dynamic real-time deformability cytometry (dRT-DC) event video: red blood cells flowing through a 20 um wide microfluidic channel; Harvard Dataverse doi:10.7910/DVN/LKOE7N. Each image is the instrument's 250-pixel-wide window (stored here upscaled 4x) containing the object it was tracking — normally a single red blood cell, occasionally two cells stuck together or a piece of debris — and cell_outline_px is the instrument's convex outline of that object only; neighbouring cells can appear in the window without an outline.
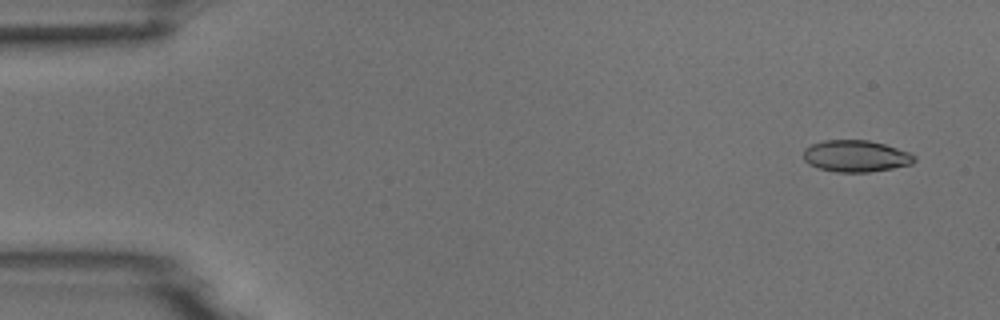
{"species": "common noctule bat (a hibernating species)", "species_latin": "Nyctalus noctula", "temperature_condition": "room temperature", "stored_images_in_passage": 4, "camera_frame_rate_fps": 3000, "um_per_image_px": 0.085, "animal": {"sex": "male", "body_mass_g": 18.8}, "frame": {"image": 1, "passage_image": 1, "time_ms": 0.0, "image_size_px": [1000, 320], "cell_outline_px": [[916, 160], [912, 164], [892, 168], [868, 172], [836, 172], [816, 168], [808, 164], [804, 160], [804, 148], [812, 144], [824, 140], [868, 140], [884, 144], [908, 152], [916, 156]], "centroid_in_image_um": [72.72, 13.27], "position_along_channel_um": 12.3, "area_um2": 20.52}}
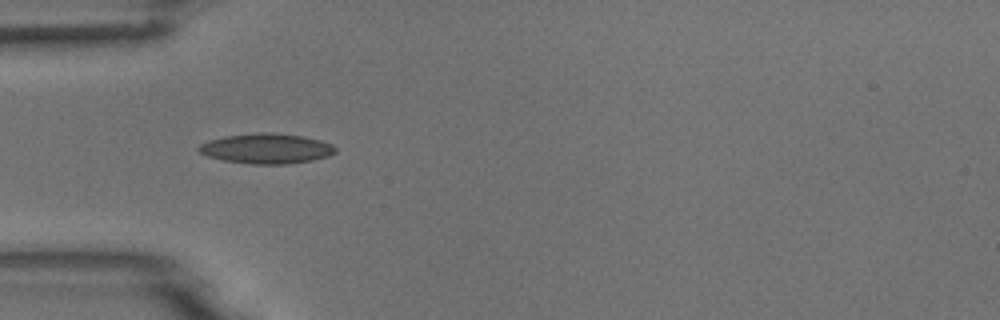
{"frame": {"image": 2, "passage_image": 4, "time_ms": 4.333, "image_size_px": [1000, 320], "cell_outline_px": [[336, 152], [328, 156], [312, 160], [288, 164], [252, 164], [224, 160], [208, 156], [200, 152], [196, 148], [200, 144], [208, 140], [224, 136], [260, 132], [272, 132], [304, 136], [320, 140], [332, 144], [336, 148]], "centroid_in_image_um": [22.65, 12.62], "position_along_channel_um": 62.3, "area_um2": 24.04}}